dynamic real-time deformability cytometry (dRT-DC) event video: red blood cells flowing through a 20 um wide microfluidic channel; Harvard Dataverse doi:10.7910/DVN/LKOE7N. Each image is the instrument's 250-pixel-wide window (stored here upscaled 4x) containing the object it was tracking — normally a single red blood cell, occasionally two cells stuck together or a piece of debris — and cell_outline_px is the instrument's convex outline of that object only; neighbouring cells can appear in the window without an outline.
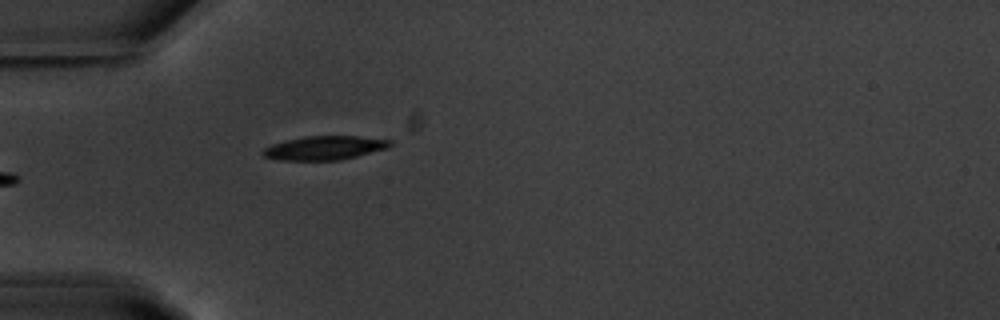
{"species": "common noctule bat (a hibernating species)", "species_latin": "Nyctalus noctula", "temperature_condition": "warm", "stored_images_in_passage": 37, "camera_frame_rate_fps": 3000, "um_per_image_px": 0.085, "animal": {"sex": "male", "body_mass_g": 20.1, "forearm_length_mm": 53.5}, "frame": {"image": 1, "passage_image": 1, "time_ms": 0.0, "image_size_px": [1000, 320], "cell_outline_px": [[392, 144], [388, 148], [340, 160], [280, 160], [264, 156], [260, 152], [264, 148], [272, 144], [284, 140], [304, 136], [356, 136], [392, 140]], "centroid_in_image_um": [27.56, 12.56], "position_along_channel_um": 57.4, "area_um2": 17.69}, "authors_computed_cell_mechanics": {"area_um2": 20.4034, "velocity_mm_per_s": 3.6873, "shape_relaxation_time_tau1_ms": 2.084, "shape_relaxation_time_tau2_ms": 10.1915, "deformation_change_tau1": 0.0896, "deformation_change_tau2": 0.1286}}